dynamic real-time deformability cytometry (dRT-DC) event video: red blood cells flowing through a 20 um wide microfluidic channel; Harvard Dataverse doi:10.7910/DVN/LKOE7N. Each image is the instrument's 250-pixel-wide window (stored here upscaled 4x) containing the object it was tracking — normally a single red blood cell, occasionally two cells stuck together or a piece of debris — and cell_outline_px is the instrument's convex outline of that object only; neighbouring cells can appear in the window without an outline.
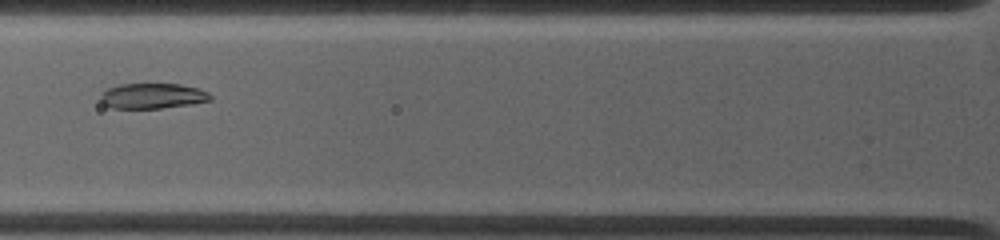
{"species": "common noctule bat (a hibernating species)", "species_latin": "Nyctalus noctula", "temperature_condition": "warm", "stored_images_in_passage": 20, "camera_frame_rate_fps": 4500, "um_per_image_px": 0.085, "animal": {"sex": "female", "body_mass_g": 19.0, "forearm_length_mm": 53.3}, "frame": {"image": 1, "passage_image": 7, "time_ms": 3.556, "image_size_px": [1000, 240], "cell_outline_px": [[212, 100], [192, 104], [160, 108], [112, 108], [104, 104], [100, 100], [100, 96], [108, 88], [120, 84], [180, 84], [200, 88], [208, 92], [212, 96]], "centroid_in_image_um": [13.01, 8.15], "position_along_channel_um": 112.8, "area_um2": 16.24}}
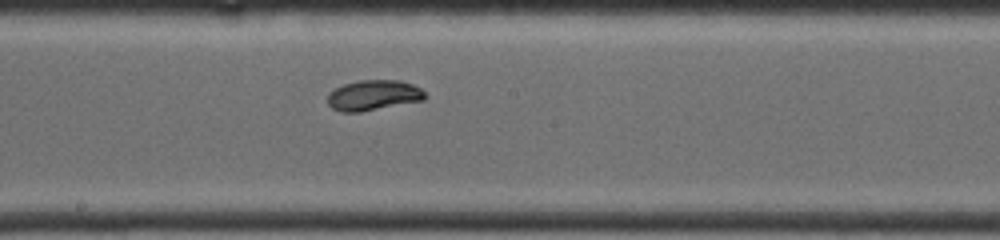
{"frame": {"image": 2, "passage_image": 13, "time_ms": 6.222, "image_size_px": [1000, 240], "cell_outline_px": [[428, 96], [424, 100], [360, 112], [340, 112], [332, 108], [328, 104], [328, 92], [344, 84], [360, 80], [400, 80], [412, 84], [420, 88]], "centroid_in_image_um": [31.74, 8.1], "position_along_channel_um": 216.5, "area_um2": 17.28}}
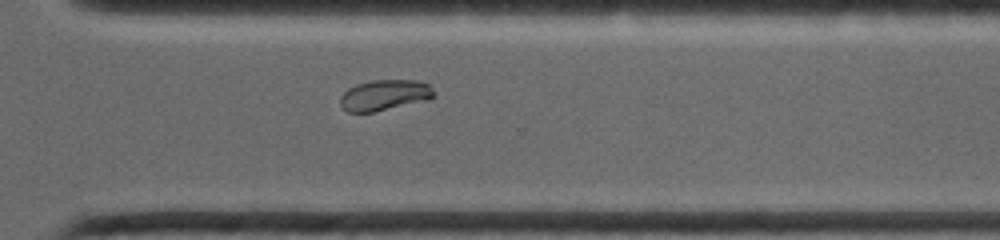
{"frame": {"image": 3, "passage_image": 20, "time_ms": 9.333, "image_size_px": [1000, 240], "cell_outline_px": [[436, 96], [428, 100], [372, 112], [348, 112], [340, 104], [340, 96], [348, 88], [356, 84], [372, 80], [416, 80], [428, 84], [436, 92]], "centroid_in_image_um": [32.71, 8.07], "position_along_channel_um": 337.9, "area_um2": 16.82}}